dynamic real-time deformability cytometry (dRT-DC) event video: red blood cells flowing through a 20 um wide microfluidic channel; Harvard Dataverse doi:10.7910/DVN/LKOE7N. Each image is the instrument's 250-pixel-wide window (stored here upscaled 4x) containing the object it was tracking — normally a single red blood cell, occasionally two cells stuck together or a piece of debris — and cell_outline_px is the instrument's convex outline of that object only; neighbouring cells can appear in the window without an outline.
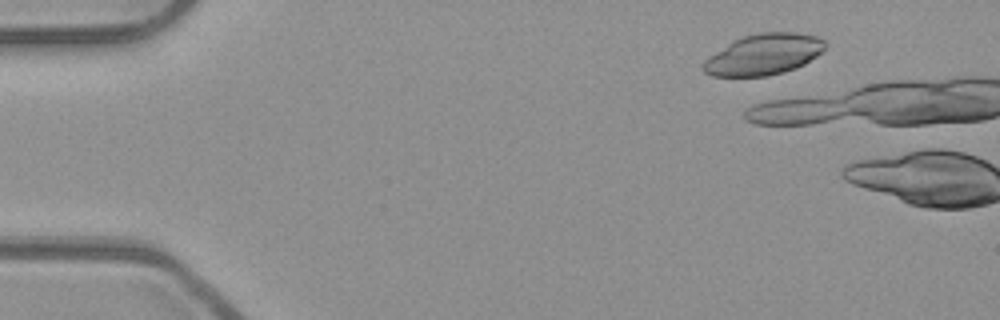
{"species": "common noctule bat (a hibernating species)", "species_latin": "Nyctalus noctula", "temperature_condition": "room temperature", "stored_images_in_passage": 9, "camera_frame_rate_fps": 3000, "um_per_image_px": 0.085, "animal": {"sex": "male", "body_mass_g": 23.1, "forearm_length_mm": 52.7}, "frame": {"image": 1, "passage_image": 7, "time_ms": 2.0, "image_size_px": [1000, 320], "cell_outline_px": [[828, 44], [816, 56], [804, 64], [796, 68], [784, 72], [768, 76], [712, 76], [704, 72], [700, 68], [700, 64], [708, 56], [732, 40], [744, 36], [760, 32], [796, 32], [816, 36], [824, 40]], "centroid_in_image_um": [64.87, 4.63], "position_along_channel_um": 20.1, "area_um2": 29.36}}